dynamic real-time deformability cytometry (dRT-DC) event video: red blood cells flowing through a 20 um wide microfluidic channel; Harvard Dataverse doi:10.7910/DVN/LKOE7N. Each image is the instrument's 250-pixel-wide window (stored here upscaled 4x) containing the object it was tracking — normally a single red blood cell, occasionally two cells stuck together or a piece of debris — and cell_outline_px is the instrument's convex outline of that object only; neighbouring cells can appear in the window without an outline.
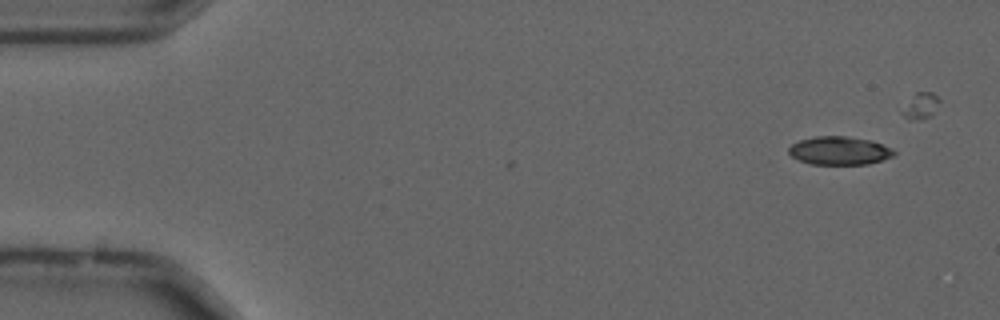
{"species": "common noctule bat (a hibernating species)", "species_latin": "Nyctalus noctula", "temperature_condition": "cold", "stored_images_in_passage": 3, "camera_frame_rate_fps": 3000, "um_per_image_px": 0.085, "animal": {"sex": "male", "forearm_length_mm": 52.5}, "frame": {"image": 1, "passage_image": 1, "time_ms": 0.0, "image_size_px": [1000, 320], "cell_outline_px": [[896, 152], [892, 156], [868, 164], [812, 164], [800, 160], [792, 156], [788, 152], [788, 148], [792, 144], [800, 140], [816, 136], [848, 136], [872, 140], [892, 148]], "centroid_in_image_um": [71.36, 12.79], "position_along_channel_um": 13.6, "area_um2": 17.28}}